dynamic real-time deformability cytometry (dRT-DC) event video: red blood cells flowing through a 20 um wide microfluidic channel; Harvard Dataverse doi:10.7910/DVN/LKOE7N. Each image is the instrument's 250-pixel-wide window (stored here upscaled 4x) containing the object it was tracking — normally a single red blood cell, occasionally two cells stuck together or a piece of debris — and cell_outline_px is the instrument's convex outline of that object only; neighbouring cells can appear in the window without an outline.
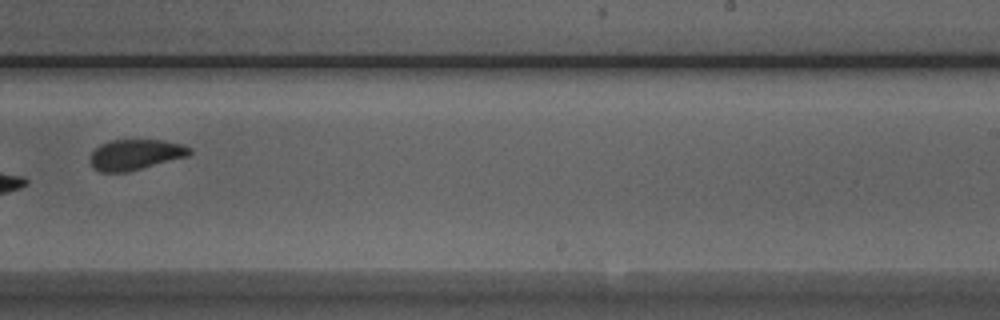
{"species": "Egyptian fruit bat (a non-hibernating species)", "species_latin": "Rousettus aegyptiacus", "temperature_condition": "room temperature", "stored_images_in_passage": 9, "camera_frame_rate_fps": 3000, "um_per_image_px": 0.085, "animal": {"sex": "male"}, "frame": {"image": 1, "passage_image": 8, "time_ms": 2.333, "image_size_px": [1000, 320], "cell_outline_px": [[192, 152], [188, 156], [128, 172], [100, 172], [92, 168], [88, 160], [92, 152], [100, 144], [108, 140], [164, 140], [180, 144], [192, 148]], "centroid_in_image_um": [11.47, 13.15], "position_along_channel_um": 277.5, "area_um2": 17.92}}
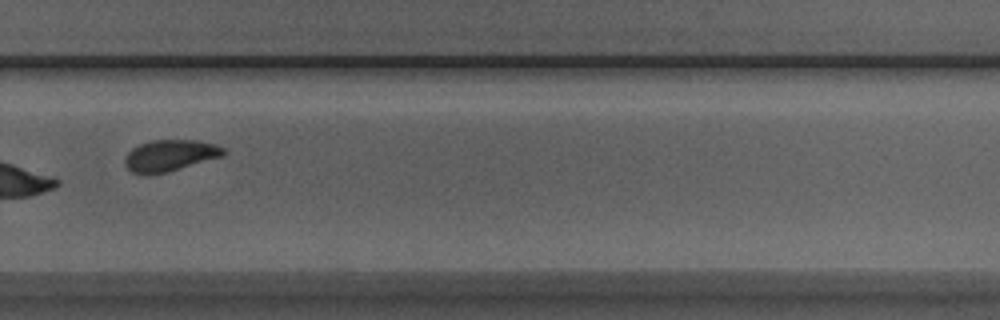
{"frame": {"image": 2, "passage_image": 9, "time_ms": 2.667, "image_size_px": [1000, 320], "cell_outline_px": [[228, 152], [224, 156], [168, 172], [148, 176], [144, 176], [132, 172], [124, 164], [124, 160], [128, 152], [132, 148], [140, 144], [152, 140], [200, 140], [216, 144], [224, 148]], "centroid_in_image_um": [14.47, 13.23], "position_along_channel_um": 315.3, "area_um2": 18.5}}